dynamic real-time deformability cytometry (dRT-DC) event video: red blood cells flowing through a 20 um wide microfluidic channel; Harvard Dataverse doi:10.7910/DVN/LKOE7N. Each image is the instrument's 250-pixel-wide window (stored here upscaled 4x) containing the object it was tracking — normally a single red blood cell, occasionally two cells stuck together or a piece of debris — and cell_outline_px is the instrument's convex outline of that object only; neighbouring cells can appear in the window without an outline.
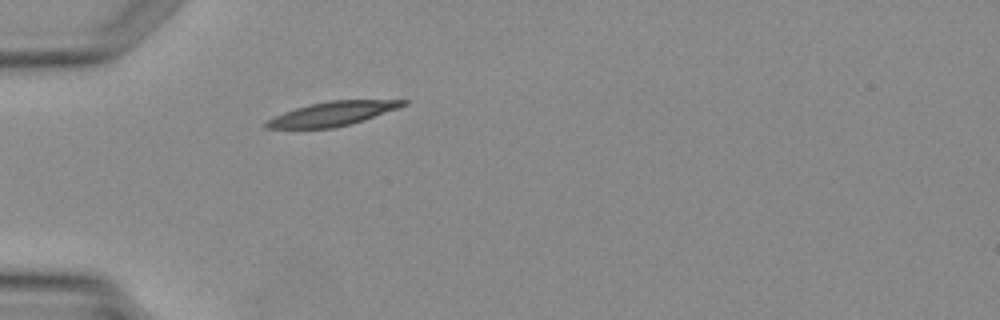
{"species": "Egyptian fruit bat (a non-hibernating species)", "species_latin": "Rousettus aegyptiacus", "temperature_condition": "warm", "stored_images_in_passage": 1, "camera_frame_rate_fps": 3000, "um_per_image_px": 0.085, "animal": {"sex": "female"}, "frame": {"image": 1, "passage_image": 1, "time_ms": 0.0, "image_size_px": [1000, 320], "cell_outline_px": [[408, 104], [348, 124], [332, 128], [264, 128], [264, 124], [268, 120], [284, 112], [308, 104], [328, 100], [408, 100]], "centroid_in_image_um": [28.2, 9.65], "position_along_channel_um": 56.8, "area_um2": 18.67}}